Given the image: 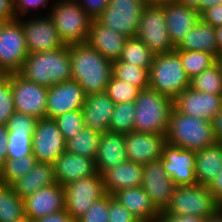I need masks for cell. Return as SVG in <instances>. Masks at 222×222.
Here are the masks:
<instances>
[{
	"instance_id": "51",
	"label": "cell",
	"mask_w": 222,
	"mask_h": 222,
	"mask_svg": "<svg viewBox=\"0 0 222 222\" xmlns=\"http://www.w3.org/2000/svg\"><path fill=\"white\" fill-rule=\"evenodd\" d=\"M33 222H76L66 210L49 214L41 218L34 219Z\"/></svg>"
},
{
	"instance_id": "42",
	"label": "cell",
	"mask_w": 222,
	"mask_h": 222,
	"mask_svg": "<svg viewBox=\"0 0 222 222\" xmlns=\"http://www.w3.org/2000/svg\"><path fill=\"white\" fill-rule=\"evenodd\" d=\"M14 112L15 108L10 74L8 80L0 85V125H6Z\"/></svg>"
},
{
	"instance_id": "49",
	"label": "cell",
	"mask_w": 222,
	"mask_h": 222,
	"mask_svg": "<svg viewBox=\"0 0 222 222\" xmlns=\"http://www.w3.org/2000/svg\"><path fill=\"white\" fill-rule=\"evenodd\" d=\"M17 19L15 0H0V20L12 22Z\"/></svg>"
},
{
	"instance_id": "60",
	"label": "cell",
	"mask_w": 222,
	"mask_h": 222,
	"mask_svg": "<svg viewBox=\"0 0 222 222\" xmlns=\"http://www.w3.org/2000/svg\"><path fill=\"white\" fill-rule=\"evenodd\" d=\"M220 3H222V0H205V10L219 5Z\"/></svg>"
},
{
	"instance_id": "5",
	"label": "cell",
	"mask_w": 222,
	"mask_h": 222,
	"mask_svg": "<svg viewBox=\"0 0 222 222\" xmlns=\"http://www.w3.org/2000/svg\"><path fill=\"white\" fill-rule=\"evenodd\" d=\"M149 87L172 100L190 87V78L176 50L154 56L149 70Z\"/></svg>"
},
{
	"instance_id": "62",
	"label": "cell",
	"mask_w": 222,
	"mask_h": 222,
	"mask_svg": "<svg viewBox=\"0 0 222 222\" xmlns=\"http://www.w3.org/2000/svg\"><path fill=\"white\" fill-rule=\"evenodd\" d=\"M139 222H163L161 220V217H157V218H154V219H149V220H139Z\"/></svg>"
},
{
	"instance_id": "24",
	"label": "cell",
	"mask_w": 222,
	"mask_h": 222,
	"mask_svg": "<svg viewBox=\"0 0 222 222\" xmlns=\"http://www.w3.org/2000/svg\"><path fill=\"white\" fill-rule=\"evenodd\" d=\"M167 30L172 44L176 47L200 19V13L177 2L163 4Z\"/></svg>"
},
{
	"instance_id": "6",
	"label": "cell",
	"mask_w": 222,
	"mask_h": 222,
	"mask_svg": "<svg viewBox=\"0 0 222 222\" xmlns=\"http://www.w3.org/2000/svg\"><path fill=\"white\" fill-rule=\"evenodd\" d=\"M48 15L64 45L87 42L93 19L79 5L77 0H57Z\"/></svg>"
},
{
	"instance_id": "20",
	"label": "cell",
	"mask_w": 222,
	"mask_h": 222,
	"mask_svg": "<svg viewBox=\"0 0 222 222\" xmlns=\"http://www.w3.org/2000/svg\"><path fill=\"white\" fill-rule=\"evenodd\" d=\"M25 216L31 220L65 210L64 187L58 183L40 188L23 199Z\"/></svg>"
},
{
	"instance_id": "57",
	"label": "cell",
	"mask_w": 222,
	"mask_h": 222,
	"mask_svg": "<svg viewBox=\"0 0 222 222\" xmlns=\"http://www.w3.org/2000/svg\"><path fill=\"white\" fill-rule=\"evenodd\" d=\"M206 222H222V207L206 219Z\"/></svg>"
},
{
	"instance_id": "14",
	"label": "cell",
	"mask_w": 222,
	"mask_h": 222,
	"mask_svg": "<svg viewBox=\"0 0 222 222\" xmlns=\"http://www.w3.org/2000/svg\"><path fill=\"white\" fill-rule=\"evenodd\" d=\"M141 187L150 196L155 209L162 214L177 188L162 166V157L143 165Z\"/></svg>"
},
{
	"instance_id": "9",
	"label": "cell",
	"mask_w": 222,
	"mask_h": 222,
	"mask_svg": "<svg viewBox=\"0 0 222 222\" xmlns=\"http://www.w3.org/2000/svg\"><path fill=\"white\" fill-rule=\"evenodd\" d=\"M146 5L145 0H109L108 7L96 20L128 38L135 37Z\"/></svg>"
},
{
	"instance_id": "45",
	"label": "cell",
	"mask_w": 222,
	"mask_h": 222,
	"mask_svg": "<svg viewBox=\"0 0 222 222\" xmlns=\"http://www.w3.org/2000/svg\"><path fill=\"white\" fill-rule=\"evenodd\" d=\"M109 220L108 222H139L113 195L109 194Z\"/></svg>"
},
{
	"instance_id": "2",
	"label": "cell",
	"mask_w": 222,
	"mask_h": 222,
	"mask_svg": "<svg viewBox=\"0 0 222 222\" xmlns=\"http://www.w3.org/2000/svg\"><path fill=\"white\" fill-rule=\"evenodd\" d=\"M19 74L26 80L47 88L71 80L69 45L53 51L30 53Z\"/></svg>"
},
{
	"instance_id": "61",
	"label": "cell",
	"mask_w": 222,
	"mask_h": 222,
	"mask_svg": "<svg viewBox=\"0 0 222 222\" xmlns=\"http://www.w3.org/2000/svg\"><path fill=\"white\" fill-rule=\"evenodd\" d=\"M13 222H33L28 216H23L22 218L15 220Z\"/></svg>"
},
{
	"instance_id": "63",
	"label": "cell",
	"mask_w": 222,
	"mask_h": 222,
	"mask_svg": "<svg viewBox=\"0 0 222 222\" xmlns=\"http://www.w3.org/2000/svg\"><path fill=\"white\" fill-rule=\"evenodd\" d=\"M5 23H6V21L0 20V32H1V29L3 28Z\"/></svg>"
},
{
	"instance_id": "54",
	"label": "cell",
	"mask_w": 222,
	"mask_h": 222,
	"mask_svg": "<svg viewBox=\"0 0 222 222\" xmlns=\"http://www.w3.org/2000/svg\"><path fill=\"white\" fill-rule=\"evenodd\" d=\"M212 125L215 138L217 142H219L220 140H222V109L213 118Z\"/></svg>"
},
{
	"instance_id": "17",
	"label": "cell",
	"mask_w": 222,
	"mask_h": 222,
	"mask_svg": "<svg viewBox=\"0 0 222 222\" xmlns=\"http://www.w3.org/2000/svg\"><path fill=\"white\" fill-rule=\"evenodd\" d=\"M86 95L77 81H64L48 88L46 118L54 119L66 112L82 109Z\"/></svg>"
},
{
	"instance_id": "35",
	"label": "cell",
	"mask_w": 222,
	"mask_h": 222,
	"mask_svg": "<svg viewBox=\"0 0 222 222\" xmlns=\"http://www.w3.org/2000/svg\"><path fill=\"white\" fill-rule=\"evenodd\" d=\"M37 163L33 154L18 159H7L0 166V183L12 185L18 179L25 176Z\"/></svg>"
},
{
	"instance_id": "40",
	"label": "cell",
	"mask_w": 222,
	"mask_h": 222,
	"mask_svg": "<svg viewBox=\"0 0 222 222\" xmlns=\"http://www.w3.org/2000/svg\"><path fill=\"white\" fill-rule=\"evenodd\" d=\"M54 120L65 141L73 138L79 131L85 128L82 109L66 112L54 118Z\"/></svg>"
},
{
	"instance_id": "36",
	"label": "cell",
	"mask_w": 222,
	"mask_h": 222,
	"mask_svg": "<svg viewBox=\"0 0 222 222\" xmlns=\"http://www.w3.org/2000/svg\"><path fill=\"white\" fill-rule=\"evenodd\" d=\"M176 51L179 53L185 73L190 79L218 61L214 55L204 51Z\"/></svg>"
},
{
	"instance_id": "41",
	"label": "cell",
	"mask_w": 222,
	"mask_h": 222,
	"mask_svg": "<svg viewBox=\"0 0 222 222\" xmlns=\"http://www.w3.org/2000/svg\"><path fill=\"white\" fill-rule=\"evenodd\" d=\"M32 135L33 133H8V159H20L32 154Z\"/></svg>"
},
{
	"instance_id": "1",
	"label": "cell",
	"mask_w": 222,
	"mask_h": 222,
	"mask_svg": "<svg viewBox=\"0 0 222 222\" xmlns=\"http://www.w3.org/2000/svg\"><path fill=\"white\" fill-rule=\"evenodd\" d=\"M71 80L77 81L85 95L101 93L113 76V61L102 56L87 43L71 44Z\"/></svg>"
},
{
	"instance_id": "10",
	"label": "cell",
	"mask_w": 222,
	"mask_h": 222,
	"mask_svg": "<svg viewBox=\"0 0 222 222\" xmlns=\"http://www.w3.org/2000/svg\"><path fill=\"white\" fill-rule=\"evenodd\" d=\"M64 191L65 210L75 220L84 215L95 201L106 194L103 177L98 172L65 185Z\"/></svg>"
},
{
	"instance_id": "7",
	"label": "cell",
	"mask_w": 222,
	"mask_h": 222,
	"mask_svg": "<svg viewBox=\"0 0 222 222\" xmlns=\"http://www.w3.org/2000/svg\"><path fill=\"white\" fill-rule=\"evenodd\" d=\"M221 207L214 199V195L208 186L200 184L178 186L170 199L168 207L162 214H182L208 218L214 215Z\"/></svg>"
},
{
	"instance_id": "13",
	"label": "cell",
	"mask_w": 222,
	"mask_h": 222,
	"mask_svg": "<svg viewBox=\"0 0 222 222\" xmlns=\"http://www.w3.org/2000/svg\"><path fill=\"white\" fill-rule=\"evenodd\" d=\"M66 150V141L51 118L37 119L32 135V154L38 162L54 164Z\"/></svg>"
},
{
	"instance_id": "15",
	"label": "cell",
	"mask_w": 222,
	"mask_h": 222,
	"mask_svg": "<svg viewBox=\"0 0 222 222\" xmlns=\"http://www.w3.org/2000/svg\"><path fill=\"white\" fill-rule=\"evenodd\" d=\"M40 17H32L25 21L21 17L18 18L23 28L29 54L53 51L64 46L49 15Z\"/></svg>"
},
{
	"instance_id": "50",
	"label": "cell",
	"mask_w": 222,
	"mask_h": 222,
	"mask_svg": "<svg viewBox=\"0 0 222 222\" xmlns=\"http://www.w3.org/2000/svg\"><path fill=\"white\" fill-rule=\"evenodd\" d=\"M161 220L163 222H206L207 218H202L193 215H171V214H161Z\"/></svg>"
},
{
	"instance_id": "32",
	"label": "cell",
	"mask_w": 222,
	"mask_h": 222,
	"mask_svg": "<svg viewBox=\"0 0 222 222\" xmlns=\"http://www.w3.org/2000/svg\"><path fill=\"white\" fill-rule=\"evenodd\" d=\"M155 54L136 37H129L119 58L121 62H127L144 69L150 70Z\"/></svg>"
},
{
	"instance_id": "53",
	"label": "cell",
	"mask_w": 222,
	"mask_h": 222,
	"mask_svg": "<svg viewBox=\"0 0 222 222\" xmlns=\"http://www.w3.org/2000/svg\"><path fill=\"white\" fill-rule=\"evenodd\" d=\"M8 130L6 125H0V166L8 159L7 157Z\"/></svg>"
},
{
	"instance_id": "38",
	"label": "cell",
	"mask_w": 222,
	"mask_h": 222,
	"mask_svg": "<svg viewBox=\"0 0 222 222\" xmlns=\"http://www.w3.org/2000/svg\"><path fill=\"white\" fill-rule=\"evenodd\" d=\"M135 104L134 101L115 104L109 125V131L128 134L134 131Z\"/></svg>"
},
{
	"instance_id": "56",
	"label": "cell",
	"mask_w": 222,
	"mask_h": 222,
	"mask_svg": "<svg viewBox=\"0 0 222 222\" xmlns=\"http://www.w3.org/2000/svg\"><path fill=\"white\" fill-rule=\"evenodd\" d=\"M215 35L218 46V57L222 55V26L215 28Z\"/></svg>"
},
{
	"instance_id": "21",
	"label": "cell",
	"mask_w": 222,
	"mask_h": 222,
	"mask_svg": "<svg viewBox=\"0 0 222 222\" xmlns=\"http://www.w3.org/2000/svg\"><path fill=\"white\" fill-rule=\"evenodd\" d=\"M114 107L115 103L105 91L87 95L82 107L85 128L100 135L109 132Z\"/></svg>"
},
{
	"instance_id": "22",
	"label": "cell",
	"mask_w": 222,
	"mask_h": 222,
	"mask_svg": "<svg viewBox=\"0 0 222 222\" xmlns=\"http://www.w3.org/2000/svg\"><path fill=\"white\" fill-rule=\"evenodd\" d=\"M56 182L65 186L73 181L88 178L97 173L95 160L64 151L54 163Z\"/></svg>"
},
{
	"instance_id": "47",
	"label": "cell",
	"mask_w": 222,
	"mask_h": 222,
	"mask_svg": "<svg viewBox=\"0 0 222 222\" xmlns=\"http://www.w3.org/2000/svg\"><path fill=\"white\" fill-rule=\"evenodd\" d=\"M50 0H15V11L17 14V18H20V16L23 19V16L31 10L36 8L40 9V7H46L48 6V2ZM20 14V15H19Z\"/></svg>"
},
{
	"instance_id": "27",
	"label": "cell",
	"mask_w": 222,
	"mask_h": 222,
	"mask_svg": "<svg viewBox=\"0 0 222 222\" xmlns=\"http://www.w3.org/2000/svg\"><path fill=\"white\" fill-rule=\"evenodd\" d=\"M175 50L204 51L218 59V46L215 27L199 19L194 27L186 34Z\"/></svg>"
},
{
	"instance_id": "34",
	"label": "cell",
	"mask_w": 222,
	"mask_h": 222,
	"mask_svg": "<svg viewBox=\"0 0 222 222\" xmlns=\"http://www.w3.org/2000/svg\"><path fill=\"white\" fill-rule=\"evenodd\" d=\"M190 87L199 92L222 95V68L219 62L190 79Z\"/></svg>"
},
{
	"instance_id": "16",
	"label": "cell",
	"mask_w": 222,
	"mask_h": 222,
	"mask_svg": "<svg viewBox=\"0 0 222 222\" xmlns=\"http://www.w3.org/2000/svg\"><path fill=\"white\" fill-rule=\"evenodd\" d=\"M196 151L171 144L163 148L162 166L176 186L198 184L195 176Z\"/></svg>"
},
{
	"instance_id": "25",
	"label": "cell",
	"mask_w": 222,
	"mask_h": 222,
	"mask_svg": "<svg viewBox=\"0 0 222 222\" xmlns=\"http://www.w3.org/2000/svg\"><path fill=\"white\" fill-rule=\"evenodd\" d=\"M126 160L125 134L109 131L100 135V143L95 158L96 170L100 175Z\"/></svg>"
},
{
	"instance_id": "19",
	"label": "cell",
	"mask_w": 222,
	"mask_h": 222,
	"mask_svg": "<svg viewBox=\"0 0 222 222\" xmlns=\"http://www.w3.org/2000/svg\"><path fill=\"white\" fill-rule=\"evenodd\" d=\"M166 144L165 135L158 133L133 131L125 134L127 160L141 165L160 159Z\"/></svg>"
},
{
	"instance_id": "18",
	"label": "cell",
	"mask_w": 222,
	"mask_h": 222,
	"mask_svg": "<svg viewBox=\"0 0 222 222\" xmlns=\"http://www.w3.org/2000/svg\"><path fill=\"white\" fill-rule=\"evenodd\" d=\"M173 107L188 116L212 121L222 109V95H213L187 87L173 100Z\"/></svg>"
},
{
	"instance_id": "28",
	"label": "cell",
	"mask_w": 222,
	"mask_h": 222,
	"mask_svg": "<svg viewBox=\"0 0 222 222\" xmlns=\"http://www.w3.org/2000/svg\"><path fill=\"white\" fill-rule=\"evenodd\" d=\"M113 197L139 220L154 219L161 215L141 186L118 190Z\"/></svg>"
},
{
	"instance_id": "31",
	"label": "cell",
	"mask_w": 222,
	"mask_h": 222,
	"mask_svg": "<svg viewBox=\"0 0 222 222\" xmlns=\"http://www.w3.org/2000/svg\"><path fill=\"white\" fill-rule=\"evenodd\" d=\"M23 216V198L18 197L12 185L0 183V222H13Z\"/></svg>"
},
{
	"instance_id": "43",
	"label": "cell",
	"mask_w": 222,
	"mask_h": 222,
	"mask_svg": "<svg viewBox=\"0 0 222 222\" xmlns=\"http://www.w3.org/2000/svg\"><path fill=\"white\" fill-rule=\"evenodd\" d=\"M109 194H105L95 201L90 209L76 222H108L109 215Z\"/></svg>"
},
{
	"instance_id": "3",
	"label": "cell",
	"mask_w": 222,
	"mask_h": 222,
	"mask_svg": "<svg viewBox=\"0 0 222 222\" xmlns=\"http://www.w3.org/2000/svg\"><path fill=\"white\" fill-rule=\"evenodd\" d=\"M165 138L168 144L194 151L217 142L212 121L185 115L174 107L169 116Z\"/></svg>"
},
{
	"instance_id": "29",
	"label": "cell",
	"mask_w": 222,
	"mask_h": 222,
	"mask_svg": "<svg viewBox=\"0 0 222 222\" xmlns=\"http://www.w3.org/2000/svg\"><path fill=\"white\" fill-rule=\"evenodd\" d=\"M57 183L54 164L38 162L28 173L12 184L15 193L20 198H25L39 190Z\"/></svg>"
},
{
	"instance_id": "52",
	"label": "cell",
	"mask_w": 222,
	"mask_h": 222,
	"mask_svg": "<svg viewBox=\"0 0 222 222\" xmlns=\"http://www.w3.org/2000/svg\"><path fill=\"white\" fill-rule=\"evenodd\" d=\"M208 188L214 195V199L222 206V170L214 178Z\"/></svg>"
},
{
	"instance_id": "46",
	"label": "cell",
	"mask_w": 222,
	"mask_h": 222,
	"mask_svg": "<svg viewBox=\"0 0 222 222\" xmlns=\"http://www.w3.org/2000/svg\"><path fill=\"white\" fill-rule=\"evenodd\" d=\"M77 2L92 19H96L109 5V0H77Z\"/></svg>"
},
{
	"instance_id": "11",
	"label": "cell",
	"mask_w": 222,
	"mask_h": 222,
	"mask_svg": "<svg viewBox=\"0 0 222 222\" xmlns=\"http://www.w3.org/2000/svg\"><path fill=\"white\" fill-rule=\"evenodd\" d=\"M11 84L15 111L36 119L46 118L47 87L26 80L19 73L11 74Z\"/></svg>"
},
{
	"instance_id": "59",
	"label": "cell",
	"mask_w": 222,
	"mask_h": 222,
	"mask_svg": "<svg viewBox=\"0 0 222 222\" xmlns=\"http://www.w3.org/2000/svg\"><path fill=\"white\" fill-rule=\"evenodd\" d=\"M9 73L0 66V85H2L9 78Z\"/></svg>"
},
{
	"instance_id": "26",
	"label": "cell",
	"mask_w": 222,
	"mask_h": 222,
	"mask_svg": "<svg viewBox=\"0 0 222 222\" xmlns=\"http://www.w3.org/2000/svg\"><path fill=\"white\" fill-rule=\"evenodd\" d=\"M102 177L105 193L113 195L121 189L141 186L143 165L126 160L116 167L105 171Z\"/></svg>"
},
{
	"instance_id": "4",
	"label": "cell",
	"mask_w": 222,
	"mask_h": 222,
	"mask_svg": "<svg viewBox=\"0 0 222 222\" xmlns=\"http://www.w3.org/2000/svg\"><path fill=\"white\" fill-rule=\"evenodd\" d=\"M134 131L165 135L173 100L148 87L140 90L134 101Z\"/></svg>"
},
{
	"instance_id": "44",
	"label": "cell",
	"mask_w": 222,
	"mask_h": 222,
	"mask_svg": "<svg viewBox=\"0 0 222 222\" xmlns=\"http://www.w3.org/2000/svg\"><path fill=\"white\" fill-rule=\"evenodd\" d=\"M37 119L31 115H27L15 111L6 124L8 133H33Z\"/></svg>"
},
{
	"instance_id": "48",
	"label": "cell",
	"mask_w": 222,
	"mask_h": 222,
	"mask_svg": "<svg viewBox=\"0 0 222 222\" xmlns=\"http://www.w3.org/2000/svg\"><path fill=\"white\" fill-rule=\"evenodd\" d=\"M200 19L211 24L215 28L222 26V3L204 10L200 14Z\"/></svg>"
},
{
	"instance_id": "58",
	"label": "cell",
	"mask_w": 222,
	"mask_h": 222,
	"mask_svg": "<svg viewBox=\"0 0 222 222\" xmlns=\"http://www.w3.org/2000/svg\"><path fill=\"white\" fill-rule=\"evenodd\" d=\"M174 1L175 0H145L146 4L149 5H163Z\"/></svg>"
},
{
	"instance_id": "8",
	"label": "cell",
	"mask_w": 222,
	"mask_h": 222,
	"mask_svg": "<svg viewBox=\"0 0 222 222\" xmlns=\"http://www.w3.org/2000/svg\"><path fill=\"white\" fill-rule=\"evenodd\" d=\"M135 37L146 44L155 55L175 50L168 34L163 5L145 6Z\"/></svg>"
},
{
	"instance_id": "23",
	"label": "cell",
	"mask_w": 222,
	"mask_h": 222,
	"mask_svg": "<svg viewBox=\"0 0 222 222\" xmlns=\"http://www.w3.org/2000/svg\"><path fill=\"white\" fill-rule=\"evenodd\" d=\"M127 39L124 34L103 26L93 19L86 43L105 58L115 61L120 58Z\"/></svg>"
},
{
	"instance_id": "55",
	"label": "cell",
	"mask_w": 222,
	"mask_h": 222,
	"mask_svg": "<svg viewBox=\"0 0 222 222\" xmlns=\"http://www.w3.org/2000/svg\"><path fill=\"white\" fill-rule=\"evenodd\" d=\"M175 2L196 9L200 14L205 10V0H175Z\"/></svg>"
},
{
	"instance_id": "37",
	"label": "cell",
	"mask_w": 222,
	"mask_h": 222,
	"mask_svg": "<svg viewBox=\"0 0 222 222\" xmlns=\"http://www.w3.org/2000/svg\"><path fill=\"white\" fill-rule=\"evenodd\" d=\"M113 75L120 80L129 82L140 90L149 87V71L134 64L121 62L119 59L113 61Z\"/></svg>"
},
{
	"instance_id": "12",
	"label": "cell",
	"mask_w": 222,
	"mask_h": 222,
	"mask_svg": "<svg viewBox=\"0 0 222 222\" xmlns=\"http://www.w3.org/2000/svg\"><path fill=\"white\" fill-rule=\"evenodd\" d=\"M28 55L21 22H6L0 32V66L9 74L19 73Z\"/></svg>"
},
{
	"instance_id": "39",
	"label": "cell",
	"mask_w": 222,
	"mask_h": 222,
	"mask_svg": "<svg viewBox=\"0 0 222 222\" xmlns=\"http://www.w3.org/2000/svg\"><path fill=\"white\" fill-rule=\"evenodd\" d=\"M139 91L140 89L136 86L130 84L129 82L120 80L114 75L110 78L105 90L109 98L115 104L135 101L138 97Z\"/></svg>"
},
{
	"instance_id": "33",
	"label": "cell",
	"mask_w": 222,
	"mask_h": 222,
	"mask_svg": "<svg viewBox=\"0 0 222 222\" xmlns=\"http://www.w3.org/2000/svg\"><path fill=\"white\" fill-rule=\"evenodd\" d=\"M99 143L100 134L91 129L84 128L73 138L66 141V151L95 160Z\"/></svg>"
},
{
	"instance_id": "30",
	"label": "cell",
	"mask_w": 222,
	"mask_h": 222,
	"mask_svg": "<svg viewBox=\"0 0 222 222\" xmlns=\"http://www.w3.org/2000/svg\"><path fill=\"white\" fill-rule=\"evenodd\" d=\"M222 170V146L219 142L196 151L195 176L197 183L209 186Z\"/></svg>"
},
{
	"instance_id": "64",
	"label": "cell",
	"mask_w": 222,
	"mask_h": 222,
	"mask_svg": "<svg viewBox=\"0 0 222 222\" xmlns=\"http://www.w3.org/2000/svg\"><path fill=\"white\" fill-rule=\"evenodd\" d=\"M218 62L221 65V68H222V55L218 57Z\"/></svg>"
}]
</instances>
